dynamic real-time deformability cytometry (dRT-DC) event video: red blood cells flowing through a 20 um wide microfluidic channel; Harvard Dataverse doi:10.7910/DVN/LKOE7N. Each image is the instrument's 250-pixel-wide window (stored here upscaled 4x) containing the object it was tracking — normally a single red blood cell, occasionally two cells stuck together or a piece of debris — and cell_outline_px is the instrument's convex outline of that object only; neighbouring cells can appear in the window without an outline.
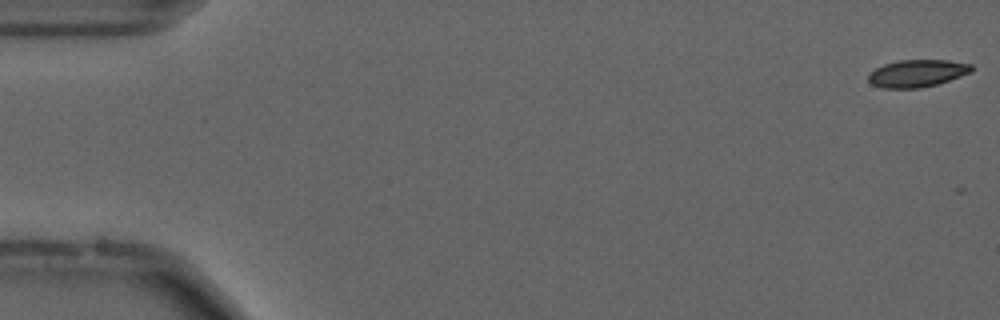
{"species": "common noctule bat (a hibernating species)", "species_latin": "Nyctalus noctula", "temperature_condition": "cold", "stored_images_in_passage": 7, "camera_frame_rate_fps": 3000, "um_per_image_px": 0.085, "animal": {"sex": "male", "forearm_length_mm": 52.5}, "frame": {"image": 1, "passage_image": 1, "time_ms": 0.0, "image_size_px": [1000, 320], "cell_outline_px": [[972, 72], [936, 84], [920, 88], [884, 88], [872, 84], [868, 80], [868, 76], [876, 68], [884, 64], [900, 60], [948, 60], [972, 64]], "centroid_in_image_um": [77.97, 6.23], "position_along_channel_um": 7.0, "area_um2": 16.24}}